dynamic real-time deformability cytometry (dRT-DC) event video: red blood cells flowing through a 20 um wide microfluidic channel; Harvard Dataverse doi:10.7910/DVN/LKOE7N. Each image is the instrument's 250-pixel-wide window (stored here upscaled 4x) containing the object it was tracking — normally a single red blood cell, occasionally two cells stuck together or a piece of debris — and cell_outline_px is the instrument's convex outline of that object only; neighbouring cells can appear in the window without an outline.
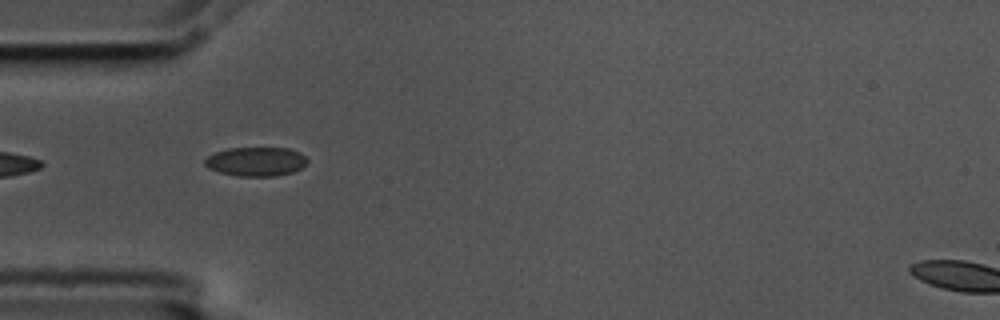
{"species": "common noctule bat (a hibernating species)", "species_latin": "Nyctalus noctula", "temperature_condition": "cold", "stored_images_in_passage": 12, "camera_frame_rate_fps": 3000, "um_per_image_px": 0.085, "animal": {"sex": "male", "body_mass_g": 17.5, "forearm_length_mm": 52.3}, "frame": {"image": 1, "passage_image": 4, "time_ms": 1.0, "image_size_px": [1000, 320], "cell_outline_px": [[308, 160], [300, 168], [292, 172], [276, 176], [236, 176], [220, 172], [208, 168], [204, 164], [204, 160], [208, 156], [216, 152], [228, 148], [288, 148], [300, 152]], "centroid_in_image_um": [21.74, 13.73], "position_along_channel_um": 63.3, "area_um2": 17.28}}
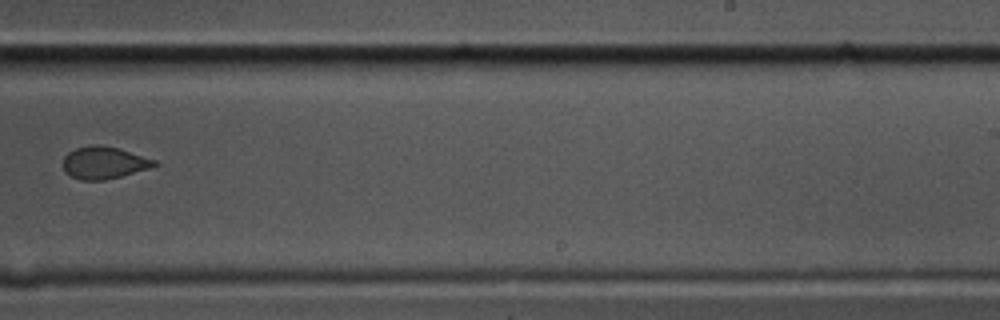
{"frame": {"image": 2, "passage_image": 9, "time_ms": 2.667, "image_size_px": [1000, 320], "cell_outline_px": [[156, 164], [148, 168], [120, 176], [104, 180], [80, 180], [64, 172], [64, 156], [68, 152], [76, 148], [92, 144], [116, 148], [156, 160]], "centroid_in_image_um": [8.78, 13.83], "position_along_channel_um": 280.2, "area_um2": 16.7}}